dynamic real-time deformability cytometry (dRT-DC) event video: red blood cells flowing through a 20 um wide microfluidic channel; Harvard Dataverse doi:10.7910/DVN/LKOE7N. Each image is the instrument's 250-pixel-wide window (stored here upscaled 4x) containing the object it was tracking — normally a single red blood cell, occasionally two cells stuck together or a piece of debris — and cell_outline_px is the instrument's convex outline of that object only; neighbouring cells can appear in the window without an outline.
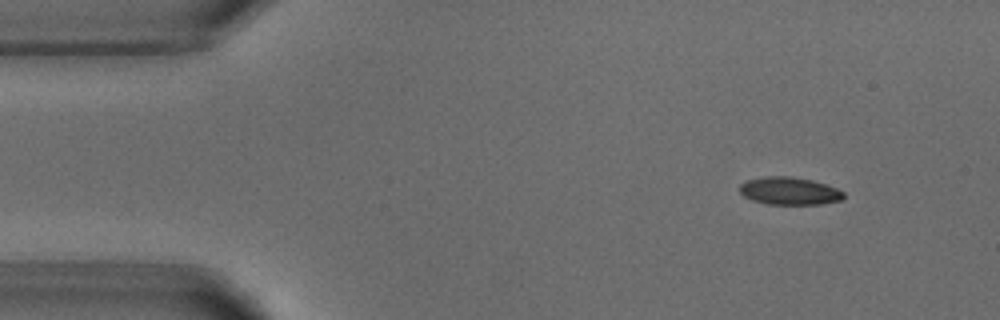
{"species": "common noctule bat (a hibernating species)", "species_latin": "Nyctalus noctula", "temperature_condition": "warm", "stored_images_in_passage": 5, "camera_frame_rate_fps": 3000, "um_per_image_px": 0.085, "animal": {"sex": "male", "body_mass_g": 18.8}, "frame": {"image": 1, "passage_image": 1, "time_ms": 0.0, "image_size_px": [1000, 320], "cell_outline_px": [[844, 196], [840, 200], [820, 204], [768, 204], [752, 200], [744, 196], [740, 192], [740, 184], [748, 180], [768, 176], [792, 176], [812, 180], [836, 188], [844, 192]], "centroid_in_image_um": [67.09, 16.23], "position_along_channel_um": 17.9, "area_um2": 16.59}}
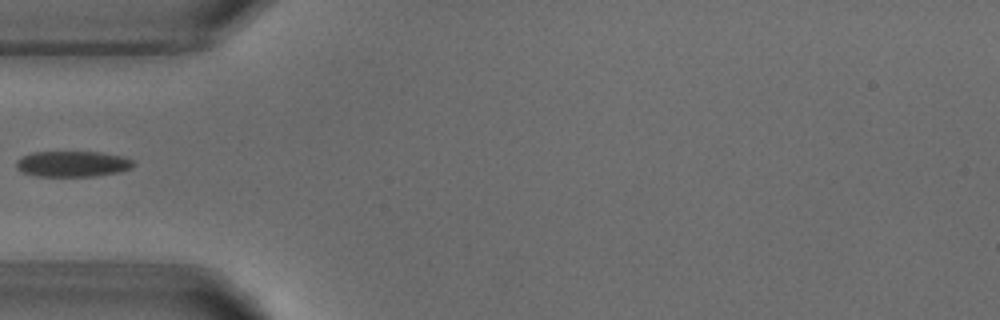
{"frame": {"image": 2, "passage_image": 4, "time_ms": 3.667, "image_size_px": [1000, 320], "cell_outline_px": [[136, 164], [132, 168], [120, 172], [96, 176], [36, 176], [24, 172], [16, 168], [16, 160], [32, 152], [100, 152], [124, 156], [132, 160]], "centroid_in_image_um": [6.21, 13.93], "position_along_channel_um": 78.8, "area_um2": 17.69}}